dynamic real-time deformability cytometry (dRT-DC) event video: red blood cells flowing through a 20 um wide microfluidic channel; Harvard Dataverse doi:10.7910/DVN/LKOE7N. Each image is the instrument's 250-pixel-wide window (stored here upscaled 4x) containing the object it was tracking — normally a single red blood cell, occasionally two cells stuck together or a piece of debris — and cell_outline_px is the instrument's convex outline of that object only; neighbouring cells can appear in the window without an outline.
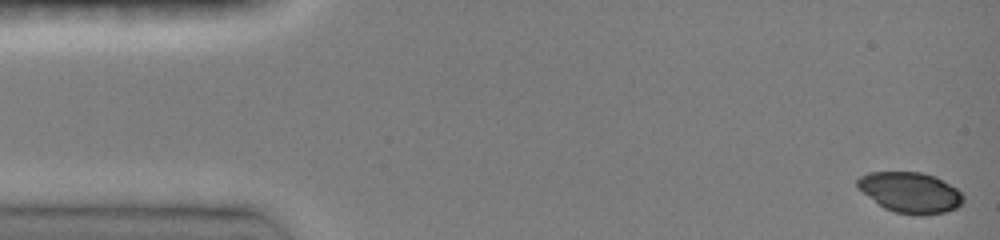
{"species": "common noctule bat (a hibernating species)", "species_latin": "Nyctalus noctula", "temperature_condition": "room temperature", "stored_images_in_passage": 6, "camera_frame_rate_fps": 3000, "um_per_image_px": 0.085, "animal": {"sex": "female", "body_mass_g": 19.0, "forearm_length_mm": 51.5}, "frame": {"image": 1, "passage_image": 1, "time_ms": 0.0, "image_size_px": [1000, 240], "cell_outline_px": [[964, 200], [956, 208], [944, 212], [924, 216], [896, 212], [884, 208], [856, 188], [856, 180], [860, 176], [868, 172], [920, 172], [932, 176], [956, 188], [964, 196]], "centroid_in_image_um": [77.33, 16.36], "position_along_channel_um": 7.7, "area_um2": 24.91}}
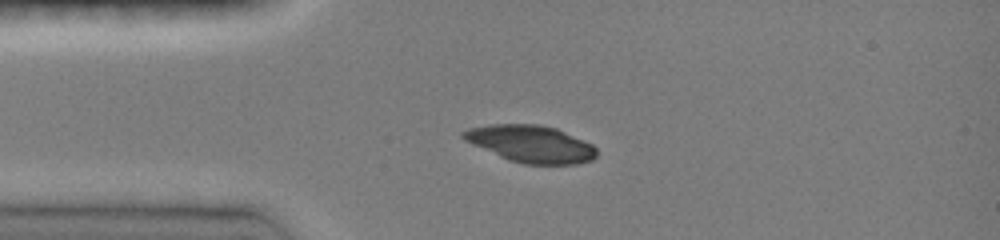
{"frame": {"image": 2, "passage_image": 5, "time_ms": 3.333, "image_size_px": [1000, 240], "cell_outline_px": [[596, 156], [592, 160], [576, 164], [524, 164], [508, 160], [472, 144], [464, 140], [460, 136], [460, 132], [468, 128], [488, 124], [540, 124], [556, 128], [592, 144], [596, 148]], "centroid_in_image_um": [45.09, 12.22], "position_along_channel_um": 39.9, "area_um2": 28.9}}